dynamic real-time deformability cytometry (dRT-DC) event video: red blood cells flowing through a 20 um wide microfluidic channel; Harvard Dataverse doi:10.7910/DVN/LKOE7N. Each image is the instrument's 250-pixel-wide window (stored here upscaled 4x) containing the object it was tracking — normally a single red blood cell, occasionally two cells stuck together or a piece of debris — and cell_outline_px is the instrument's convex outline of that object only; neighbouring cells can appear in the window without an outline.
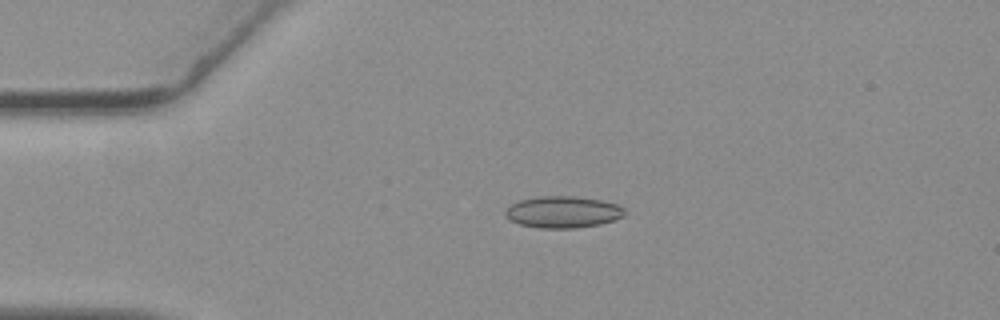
{"species": "common noctule bat (a hibernating species)", "species_latin": "Nyctalus noctula", "temperature_condition": "warm", "stored_images_in_passage": 44, "camera_frame_rate_fps": 3000, "um_per_image_px": 0.085, "animal": {"sex": "female", "body_mass_g": 19.3, "forearm_length_mm": 54.1}, "frame": {"image": 1, "passage_image": 1, "time_ms": 0.0, "image_size_px": [1000, 320], "cell_outline_px": [[624, 216], [600, 224], [576, 228], [540, 228], [520, 224], [504, 216], [504, 212], [512, 204], [520, 200], [540, 196], [572, 196], [600, 200], [616, 204], [624, 208]], "centroid_in_image_um": [47.84, 18.02], "position_along_channel_um": 37.2, "area_um2": 21.79}}
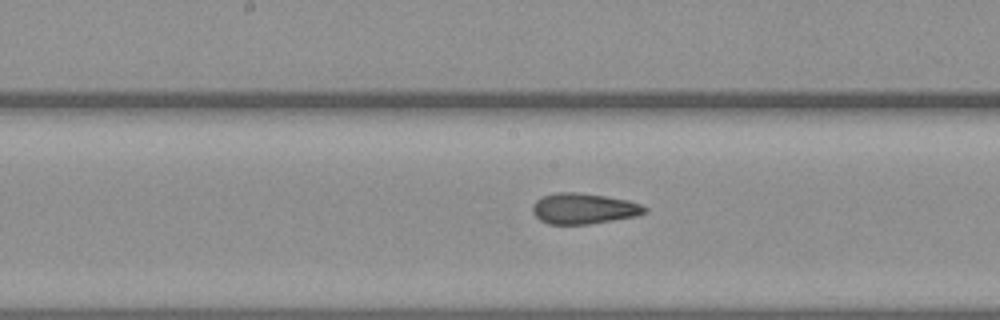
{"frame": {"image": 2, "passage_image": 17, "time_ms": 5.333, "image_size_px": [1000, 320], "cell_outline_px": [[648, 208], [644, 212], [636, 216], [588, 224], [548, 224], [540, 220], [532, 212], [532, 204], [540, 196], [556, 192], [576, 192], [604, 196], [628, 200], [640, 204]], "centroid_in_image_um": [49.56, 17.72], "position_along_channel_um": 198.6, "area_um2": 20.06}}
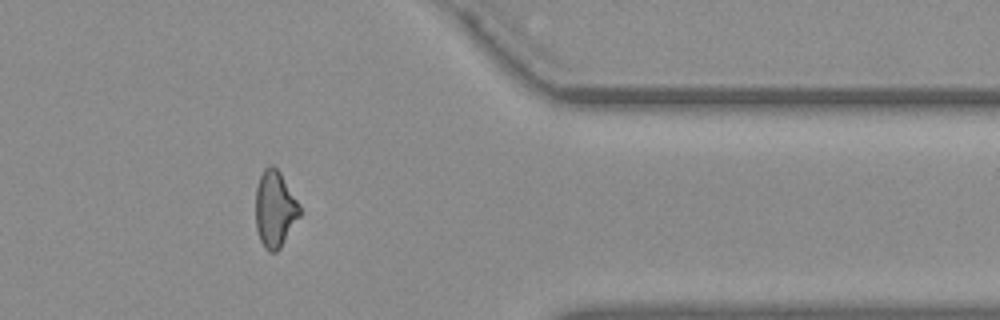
{"frame": {"image": 3, "passage_image": 34, "time_ms": 11.0, "image_size_px": [1000, 320], "cell_outline_px": [[300, 216], [280, 248], [276, 252], [268, 252], [264, 248], [260, 240], [256, 228], [256, 188], [260, 176], [264, 168], [272, 164], [280, 172], [300, 204]], "centroid_in_image_um": [23.37, 17.78], "position_along_channel_um": 388.0, "area_um2": 19.65}, "authors_computed_cell_mechanics": {"area_um2": 20.0277, "velocity_mm_per_s": 3.6856, "shape_relaxation_time_tau1_ms": null, "shape_relaxation_time_tau2_ms": 2.1206, "deformation_change_tau1": null, "deformation_change_tau2": 0.0865}}